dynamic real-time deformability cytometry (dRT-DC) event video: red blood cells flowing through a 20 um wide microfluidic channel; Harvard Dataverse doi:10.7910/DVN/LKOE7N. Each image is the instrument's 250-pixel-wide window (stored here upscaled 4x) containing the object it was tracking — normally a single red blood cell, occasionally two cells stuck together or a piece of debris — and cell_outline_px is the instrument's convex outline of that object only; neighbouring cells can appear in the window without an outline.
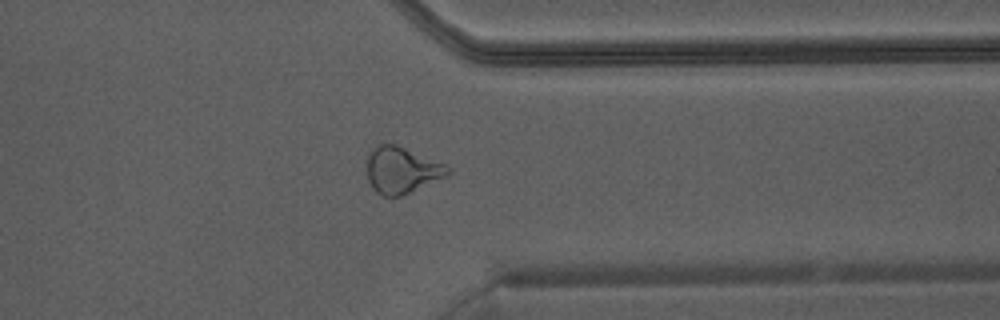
{"species": "Egyptian fruit bat (a non-hibernating species)", "species_latin": "Rousettus aegyptiacus", "temperature_condition": "warm", "stored_images_in_passage": 41, "camera_frame_rate_fps": 3000, "um_per_image_px": 0.085, "animal": {"sex": "male"}, "frame": {"image": 1, "passage_image": 34, "time_ms": 11.0, "image_size_px": [1000, 320], "cell_outline_px": [[452, 172], [444, 176], [400, 196], [384, 196], [376, 192], [372, 188], [368, 180], [368, 152], [372, 148], [380, 144], [396, 144], [448, 164], [452, 168]], "centroid_in_image_um": [34.16, 14.43], "position_along_channel_um": 377.2, "area_um2": 21.79}}